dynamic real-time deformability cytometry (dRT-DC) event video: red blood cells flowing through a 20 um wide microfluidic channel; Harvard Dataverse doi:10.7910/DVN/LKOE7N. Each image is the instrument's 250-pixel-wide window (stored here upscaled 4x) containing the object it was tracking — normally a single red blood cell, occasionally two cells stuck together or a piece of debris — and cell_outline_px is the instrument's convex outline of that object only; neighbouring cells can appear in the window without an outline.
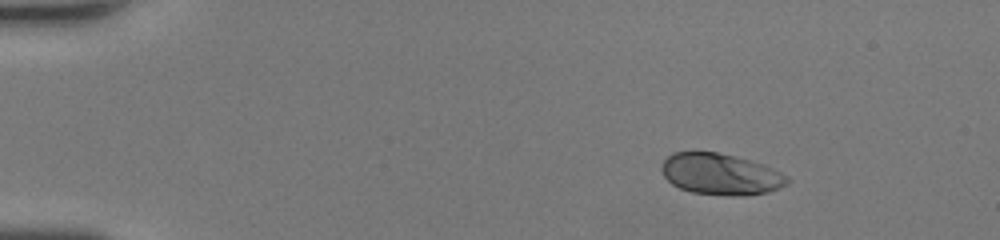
{"species": "human", "species_latin": "Homo sapiens", "temperature_condition": "room temperature", "stored_images_in_passage": 42, "camera_frame_rate_fps": 3000, "um_per_image_px": 0.085, "donor": {"sex": "female"}, "frame": {"image": 1, "passage_image": 1, "time_ms": 0.0, "image_size_px": [1000, 240], "cell_outline_px": [[792, 180], [788, 184], [768, 192], [736, 196], [724, 196], [692, 192], [680, 188], [672, 184], [664, 176], [660, 168], [660, 164], [672, 152], [716, 152], [736, 156], [772, 168], [788, 176]], "centroid_in_image_um": [61.24, 14.81], "position_along_channel_um": 23.8, "area_um2": 30.29}}
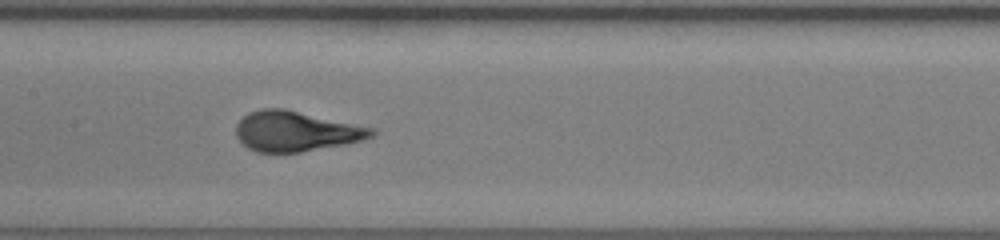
{"frame": {"image": 2, "passage_image": 19, "time_ms": 6.0, "image_size_px": [1000, 240], "cell_outline_px": [[376, 132], [372, 136], [360, 140], [344, 144], [300, 152], [256, 152], [248, 148], [236, 136], [236, 124], [248, 112], [260, 108], [284, 108], [376, 128]], "centroid_in_image_um": [25.14, 11.14], "position_along_channel_um": 182.3, "area_um2": 31.67}}
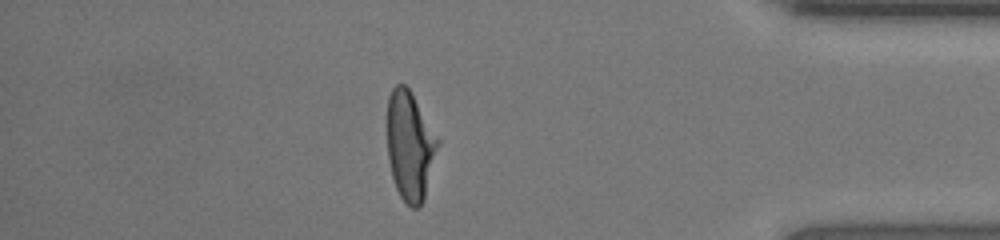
{"frame": {"image": 3, "passage_image": 36, "time_ms": 11.667, "image_size_px": [1000, 240], "cell_outline_px": [[440, 144], [424, 200], [416, 208], [412, 208], [400, 196], [396, 188], [392, 176], [388, 156], [388, 96], [392, 88], [396, 84], [404, 84], [412, 92], [440, 140]], "centroid_in_image_um": [34.87, 12.37], "position_along_channel_um": 400.3, "area_um2": 32.25}, "authors_computed_cell_mechanics": {"area_um2": 31.79, "velocity_mm_per_s": 4.3859, "shape_relaxation_time_tau1_ms": 3.6419, "shape_relaxation_time_tau2_ms": null, "deformation_change_tau1": 0.1976, "deformation_change_tau2": null}}